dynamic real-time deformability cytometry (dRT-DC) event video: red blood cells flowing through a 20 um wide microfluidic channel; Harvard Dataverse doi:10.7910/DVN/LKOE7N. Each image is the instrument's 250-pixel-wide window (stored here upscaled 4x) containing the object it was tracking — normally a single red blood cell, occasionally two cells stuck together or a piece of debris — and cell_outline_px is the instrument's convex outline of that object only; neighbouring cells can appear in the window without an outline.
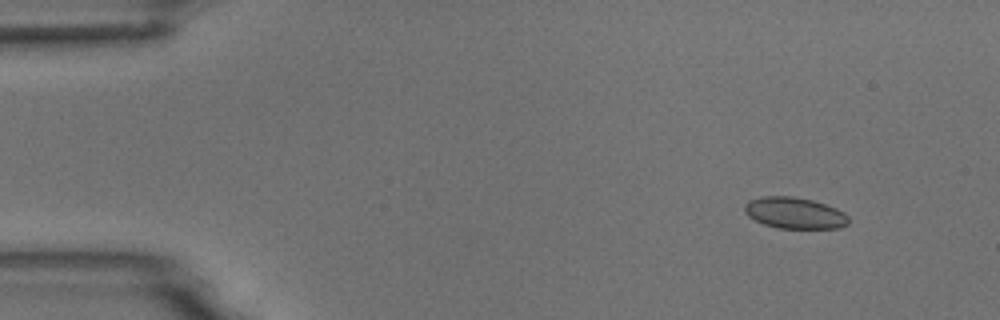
{"species": "common noctule bat (a hibernating species)", "species_latin": "Nyctalus noctula", "temperature_condition": "room temperature", "stored_images_in_passage": 3, "camera_frame_rate_fps": 3000, "um_per_image_px": 0.085, "animal": {"sex": "male", "body_mass_g": 18.8}, "frame": {"image": 1, "passage_image": 1, "time_ms": 0.0, "image_size_px": [1000, 320], "cell_outline_px": [[848, 224], [840, 228], [776, 228], [764, 224], [748, 216], [744, 212], [744, 204], [748, 200], [760, 196], [792, 196], [812, 200], [836, 208], [844, 212], [848, 216]], "centroid_in_image_um": [67.52, 18.1], "position_along_channel_um": 17.5, "area_um2": 19.07}}